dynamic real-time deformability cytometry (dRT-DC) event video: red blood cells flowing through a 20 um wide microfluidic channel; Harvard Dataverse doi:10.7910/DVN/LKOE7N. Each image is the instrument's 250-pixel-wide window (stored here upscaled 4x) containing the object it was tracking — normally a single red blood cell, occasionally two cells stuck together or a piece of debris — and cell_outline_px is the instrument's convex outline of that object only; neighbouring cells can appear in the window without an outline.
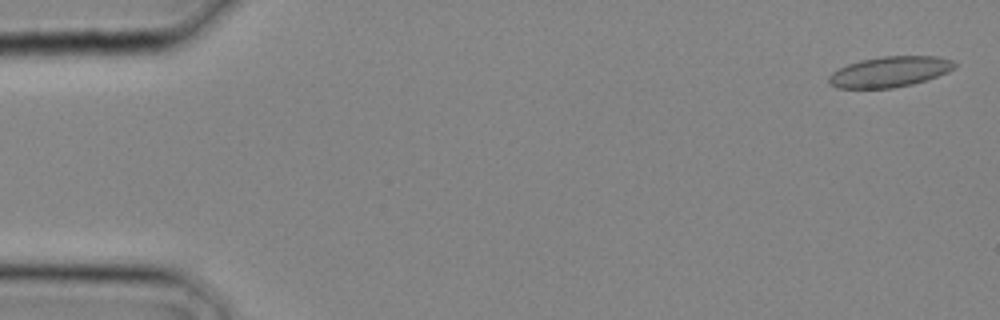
{"species": "common noctule bat (a hibernating species)", "species_latin": "Nyctalus noctula", "temperature_condition": "cold", "stored_images_in_passage": 9, "camera_frame_rate_fps": 3000, "um_per_image_px": 0.085, "animal": {"sex": "male", "body_mass_g": 20.4}, "frame": {"image": 1, "passage_image": 1, "time_ms": 0.0, "image_size_px": [1000, 320], "cell_outline_px": [[956, 68], [948, 72], [928, 80], [912, 84], [892, 88], [836, 88], [828, 84], [828, 76], [832, 72], [848, 64], [860, 60], [884, 56], [936, 56], [952, 60], [956, 64]], "centroid_in_image_um": [75.63, 6.1], "position_along_channel_um": 9.4, "area_um2": 22.54}}
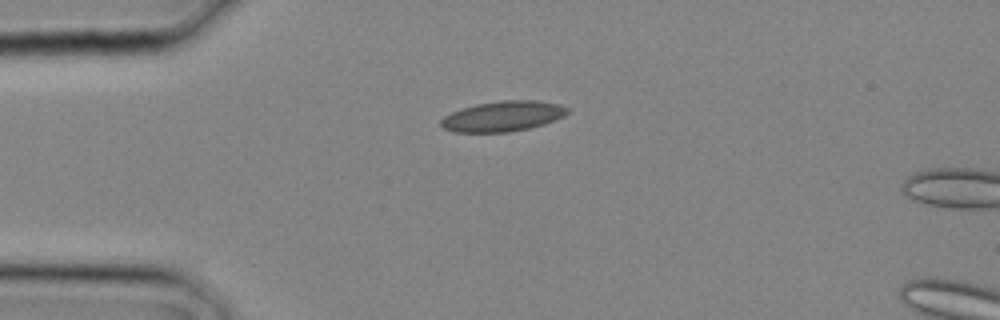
{"frame": {"image": 2, "passage_image": 7, "time_ms": 2.0, "image_size_px": [1000, 320], "cell_outline_px": [[568, 112], [564, 116], [556, 120], [544, 124], [528, 128], [508, 132], [452, 132], [444, 128], [440, 124], [440, 120], [444, 116], [460, 108], [476, 104], [500, 100], [536, 100], [560, 104], [568, 108]], "centroid_in_image_um": [42.73, 9.87], "position_along_channel_um": 42.3, "area_um2": 22.48}}